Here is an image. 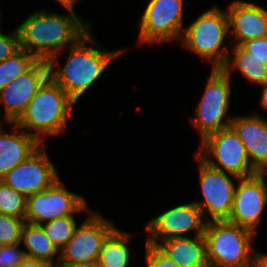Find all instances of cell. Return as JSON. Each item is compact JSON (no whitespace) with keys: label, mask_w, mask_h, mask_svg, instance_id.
Instances as JSON below:
<instances>
[{"label":"cell","mask_w":267,"mask_h":267,"mask_svg":"<svg viewBox=\"0 0 267 267\" xmlns=\"http://www.w3.org/2000/svg\"><path fill=\"white\" fill-rule=\"evenodd\" d=\"M66 15L39 9L25 19L17 30L20 48L38 60L49 61L74 45L91 28L92 22L78 17L75 10L65 8Z\"/></svg>","instance_id":"1"},{"label":"cell","mask_w":267,"mask_h":267,"mask_svg":"<svg viewBox=\"0 0 267 267\" xmlns=\"http://www.w3.org/2000/svg\"><path fill=\"white\" fill-rule=\"evenodd\" d=\"M92 28L69 47L65 64L59 65V55L49 61V76L75 101L96 84L115 59L126 49L105 50L94 38Z\"/></svg>","instance_id":"2"},{"label":"cell","mask_w":267,"mask_h":267,"mask_svg":"<svg viewBox=\"0 0 267 267\" xmlns=\"http://www.w3.org/2000/svg\"><path fill=\"white\" fill-rule=\"evenodd\" d=\"M75 104L49 76L15 123L41 144H46L44 140L47 136H57L66 131Z\"/></svg>","instance_id":"3"},{"label":"cell","mask_w":267,"mask_h":267,"mask_svg":"<svg viewBox=\"0 0 267 267\" xmlns=\"http://www.w3.org/2000/svg\"><path fill=\"white\" fill-rule=\"evenodd\" d=\"M230 36L227 11L216 5L184 27L180 43L185 50L209 61L211 68H222L230 52L226 43Z\"/></svg>","instance_id":"4"},{"label":"cell","mask_w":267,"mask_h":267,"mask_svg":"<svg viewBox=\"0 0 267 267\" xmlns=\"http://www.w3.org/2000/svg\"><path fill=\"white\" fill-rule=\"evenodd\" d=\"M255 233L227 220L209 221L206 224L208 264L219 267H250L256 252Z\"/></svg>","instance_id":"5"},{"label":"cell","mask_w":267,"mask_h":267,"mask_svg":"<svg viewBox=\"0 0 267 267\" xmlns=\"http://www.w3.org/2000/svg\"><path fill=\"white\" fill-rule=\"evenodd\" d=\"M231 80V76L222 68H211L195 115L190 118L200 135V141L209 134L231 127L234 116L229 115Z\"/></svg>","instance_id":"6"},{"label":"cell","mask_w":267,"mask_h":267,"mask_svg":"<svg viewBox=\"0 0 267 267\" xmlns=\"http://www.w3.org/2000/svg\"><path fill=\"white\" fill-rule=\"evenodd\" d=\"M195 153L211 167L248 178L258 172L252 167L245 146L232 127L206 136Z\"/></svg>","instance_id":"7"},{"label":"cell","mask_w":267,"mask_h":267,"mask_svg":"<svg viewBox=\"0 0 267 267\" xmlns=\"http://www.w3.org/2000/svg\"><path fill=\"white\" fill-rule=\"evenodd\" d=\"M184 3V0H149L138 23V42L160 45L180 40L185 27Z\"/></svg>","instance_id":"8"},{"label":"cell","mask_w":267,"mask_h":267,"mask_svg":"<svg viewBox=\"0 0 267 267\" xmlns=\"http://www.w3.org/2000/svg\"><path fill=\"white\" fill-rule=\"evenodd\" d=\"M193 155L198 163V178L203 197V200L193 202L201 209L207 222L228 220L240 178L211 167L195 152Z\"/></svg>","instance_id":"9"},{"label":"cell","mask_w":267,"mask_h":267,"mask_svg":"<svg viewBox=\"0 0 267 267\" xmlns=\"http://www.w3.org/2000/svg\"><path fill=\"white\" fill-rule=\"evenodd\" d=\"M91 211L84 196L67 190L58 179L46 190L27 196L25 222L42 225L57 218Z\"/></svg>","instance_id":"10"},{"label":"cell","mask_w":267,"mask_h":267,"mask_svg":"<svg viewBox=\"0 0 267 267\" xmlns=\"http://www.w3.org/2000/svg\"><path fill=\"white\" fill-rule=\"evenodd\" d=\"M145 225L146 244L157 245L159 242L179 237L203 236L207 221L201 209L192 201L175 205L151 218Z\"/></svg>","instance_id":"11"},{"label":"cell","mask_w":267,"mask_h":267,"mask_svg":"<svg viewBox=\"0 0 267 267\" xmlns=\"http://www.w3.org/2000/svg\"><path fill=\"white\" fill-rule=\"evenodd\" d=\"M114 223L99 211L88 213L69 242L60 250L58 265L98 261L104 240L116 228Z\"/></svg>","instance_id":"12"},{"label":"cell","mask_w":267,"mask_h":267,"mask_svg":"<svg viewBox=\"0 0 267 267\" xmlns=\"http://www.w3.org/2000/svg\"><path fill=\"white\" fill-rule=\"evenodd\" d=\"M267 206V174L257 173L240 178L235 188L233 205L227 221L258 232Z\"/></svg>","instance_id":"13"},{"label":"cell","mask_w":267,"mask_h":267,"mask_svg":"<svg viewBox=\"0 0 267 267\" xmlns=\"http://www.w3.org/2000/svg\"><path fill=\"white\" fill-rule=\"evenodd\" d=\"M57 170L42 144L0 180L27 197L46 190L60 179Z\"/></svg>","instance_id":"14"},{"label":"cell","mask_w":267,"mask_h":267,"mask_svg":"<svg viewBox=\"0 0 267 267\" xmlns=\"http://www.w3.org/2000/svg\"><path fill=\"white\" fill-rule=\"evenodd\" d=\"M49 77L48 61L39 60L30 70L0 91V118L15 123L24 113L40 86Z\"/></svg>","instance_id":"15"},{"label":"cell","mask_w":267,"mask_h":267,"mask_svg":"<svg viewBox=\"0 0 267 267\" xmlns=\"http://www.w3.org/2000/svg\"><path fill=\"white\" fill-rule=\"evenodd\" d=\"M229 34L233 35L232 45L255 38L267 37V9L253 2L234 0L227 6Z\"/></svg>","instance_id":"16"},{"label":"cell","mask_w":267,"mask_h":267,"mask_svg":"<svg viewBox=\"0 0 267 267\" xmlns=\"http://www.w3.org/2000/svg\"><path fill=\"white\" fill-rule=\"evenodd\" d=\"M231 127L242 140L252 167L264 173L267 170V118L256 112L234 115Z\"/></svg>","instance_id":"17"},{"label":"cell","mask_w":267,"mask_h":267,"mask_svg":"<svg viewBox=\"0 0 267 267\" xmlns=\"http://www.w3.org/2000/svg\"><path fill=\"white\" fill-rule=\"evenodd\" d=\"M7 124L13 125L9 133L5 131L4 123L0 127V179L42 145L16 123Z\"/></svg>","instance_id":"18"},{"label":"cell","mask_w":267,"mask_h":267,"mask_svg":"<svg viewBox=\"0 0 267 267\" xmlns=\"http://www.w3.org/2000/svg\"><path fill=\"white\" fill-rule=\"evenodd\" d=\"M179 267H207L204 236L166 239L156 245Z\"/></svg>","instance_id":"19"},{"label":"cell","mask_w":267,"mask_h":267,"mask_svg":"<svg viewBox=\"0 0 267 267\" xmlns=\"http://www.w3.org/2000/svg\"><path fill=\"white\" fill-rule=\"evenodd\" d=\"M20 243L25 247L26 257L58 265L60 251L50 241L40 225L25 222L21 230Z\"/></svg>","instance_id":"20"},{"label":"cell","mask_w":267,"mask_h":267,"mask_svg":"<svg viewBox=\"0 0 267 267\" xmlns=\"http://www.w3.org/2000/svg\"><path fill=\"white\" fill-rule=\"evenodd\" d=\"M130 237V232H124L116 227L102 244L98 257L99 265L101 267H129L132 258V251L128 245Z\"/></svg>","instance_id":"21"},{"label":"cell","mask_w":267,"mask_h":267,"mask_svg":"<svg viewBox=\"0 0 267 267\" xmlns=\"http://www.w3.org/2000/svg\"><path fill=\"white\" fill-rule=\"evenodd\" d=\"M231 51L222 67L229 76H232L233 70H237L251 84L262 86L267 83V66L262 61L250 57L240 46L233 45Z\"/></svg>","instance_id":"22"},{"label":"cell","mask_w":267,"mask_h":267,"mask_svg":"<svg viewBox=\"0 0 267 267\" xmlns=\"http://www.w3.org/2000/svg\"><path fill=\"white\" fill-rule=\"evenodd\" d=\"M74 215L57 218L40 225L50 241L60 251L72 238L78 223Z\"/></svg>","instance_id":"23"},{"label":"cell","mask_w":267,"mask_h":267,"mask_svg":"<svg viewBox=\"0 0 267 267\" xmlns=\"http://www.w3.org/2000/svg\"><path fill=\"white\" fill-rule=\"evenodd\" d=\"M27 197L0 180V213L25 219Z\"/></svg>","instance_id":"24"},{"label":"cell","mask_w":267,"mask_h":267,"mask_svg":"<svg viewBox=\"0 0 267 267\" xmlns=\"http://www.w3.org/2000/svg\"><path fill=\"white\" fill-rule=\"evenodd\" d=\"M39 60L28 51L20 48L5 60L7 85L17 77L30 70Z\"/></svg>","instance_id":"25"},{"label":"cell","mask_w":267,"mask_h":267,"mask_svg":"<svg viewBox=\"0 0 267 267\" xmlns=\"http://www.w3.org/2000/svg\"><path fill=\"white\" fill-rule=\"evenodd\" d=\"M25 219L0 213V246L21 242V230Z\"/></svg>","instance_id":"26"},{"label":"cell","mask_w":267,"mask_h":267,"mask_svg":"<svg viewBox=\"0 0 267 267\" xmlns=\"http://www.w3.org/2000/svg\"><path fill=\"white\" fill-rule=\"evenodd\" d=\"M25 258L21 243L0 246V267H17Z\"/></svg>","instance_id":"27"},{"label":"cell","mask_w":267,"mask_h":267,"mask_svg":"<svg viewBox=\"0 0 267 267\" xmlns=\"http://www.w3.org/2000/svg\"><path fill=\"white\" fill-rule=\"evenodd\" d=\"M1 27V26H0ZM0 28V62L10 58L20 49L19 33L17 28L3 33Z\"/></svg>","instance_id":"28"},{"label":"cell","mask_w":267,"mask_h":267,"mask_svg":"<svg viewBox=\"0 0 267 267\" xmlns=\"http://www.w3.org/2000/svg\"><path fill=\"white\" fill-rule=\"evenodd\" d=\"M145 244V264L147 267H179L156 245Z\"/></svg>","instance_id":"29"},{"label":"cell","mask_w":267,"mask_h":267,"mask_svg":"<svg viewBox=\"0 0 267 267\" xmlns=\"http://www.w3.org/2000/svg\"><path fill=\"white\" fill-rule=\"evenodd\" d=\"M240 47L250 57L262 61L267 66V37L247 40Z\"/></svg>","instance_id":"30"},{"label":"cell","mask_w":267,"mask_h":267,"mask_svg":"<svg viewBox=\"0 0 267 267\" xmlns=\"http://www.w3.org/2000/svg\"><path fill=\"white\" fill-rule=\"evenodd\" d=\"M17 267H57L55 264L26 257Z\"/></svg>","instance_id":"31"},{"label":"cell","mask_w":267,"mask_h":267,"mask_svg":"<svg viewBox=\"0 0 267 267\" xmlns=\"http://www.w3.org/2000/svg\"><path fill=\"white\" fill-rule=\"evenodd\" d=\"M250 267H267V253L256 250Z\"/></svg>","instance_id":"32"},{"label":"cell","mask_w":267,"mask_h":267,"mask_svg":"<svg viewBox=\"0 0 267 267\" xmlns=\"http://www.w3.org/2000/svg\"><path fill=\"white\" fill-rule=\"evenodd\" d=\"M261 88V97H260V108L267 112V83L259 86Z\"/></svg>","instance_id":"33"},{"label":"cell","mask_w":267,"mask_h":267,"mask_svg":"<svg viewBox=\"0 0 267 267\" xmlns=\"http://www.w3.org/2000/svg\"><path fill=\"white\" fill-rule=\"evenodd\" d=\"M57 267H101L98 261L95 262H81L69 265H57Z\"/></svg>","instance_id":"34"},{"label":"cell","mask_w":267,"mask_h":267,"mask_svg":"<svg viewBox=\"0 0 267 267\" xmlns=\"http://www.w3.org/2000/svg\"><path fill=\"white\" fill-rule=\"evenodd\" d=\"M7 85L6 72H5V60L0 62V91Z\"/></svg>","instance_id":"35"},{"label":"cell","mask_w":267,"mask_h":267,"mask_svg":"<svg viewBox=\"0 0 267 267\" xmlns=\"http://www.w3.org/2000/svg\"><path fill=\"white\" fill-rule=\"evenodd\" d=\"M55 1L60 3L64 8L75 10L74 4L76 1H79V0H55Z\"/></svg>","instance_id":"36"},{"label":"cell","mask_w":267,"mask_h":267,"mask_svg":"<svg viewBox=\"0 0 267 267\" xmlns=\"http://www.w3.org/2000/svg\"><path fill=\"white\" fill-rule=\"evenodd\" d=\"M3 123L5 122H3V120L0 118V127L2 126Z\"/></svg>","instance_id":"37"},{"label":"cell","mask_w":267,"mask_h":267,"mask_svg":"<svg viewBox=\"0 0 267 267\" xmlns=\"http://www.w3.org/2000/svg\"><path fill=\"white\" fill-rule=\"evenodd\" d=\"M1 16H2V12H1V9H0V23H1ZM1 25V24H0Z\"/></svg>","instance_id":"38"},{"label":"cell","mask_w":267,"mask_h":267,"mask_svg":"<svg viewBox=\"0 0 267 267\" xmlns=\"http://www.w3.org/2000/svg\"><path fill=\"white\" fill-rule=\"evenodd\" d=\"M207 267H219V266H212V265H208Z\"/></svg>","instance_id":"39"}]
</instances>
